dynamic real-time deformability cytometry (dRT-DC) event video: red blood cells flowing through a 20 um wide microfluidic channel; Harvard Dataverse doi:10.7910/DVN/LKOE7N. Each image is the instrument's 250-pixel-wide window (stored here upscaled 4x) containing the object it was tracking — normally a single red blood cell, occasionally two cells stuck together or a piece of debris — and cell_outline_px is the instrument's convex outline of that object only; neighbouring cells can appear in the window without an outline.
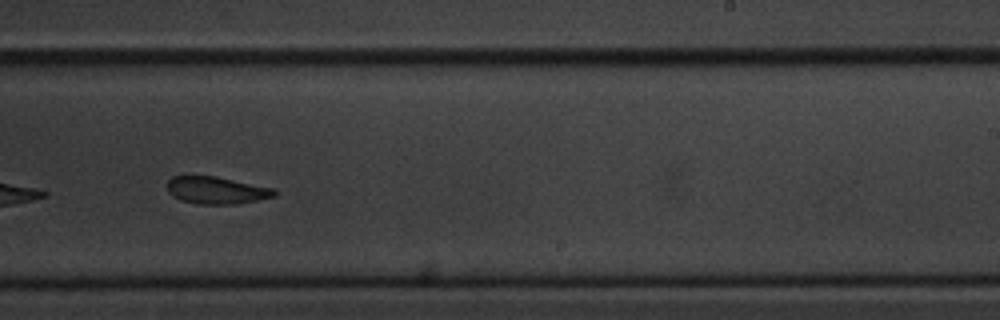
{"species": "common noctule bat (a hibernating species)", "species_latin": "Nyctalus noctula", "temperature_condition": "cold", "stored_images_in_passage": 38, "camera_frame_rate_fps": 3000, "um_per_image_px": 0.085, "animal": {"sex": "male", "body_mass_g": 20.1, "forearm_length_mm": 53.5}, "frame": {"image": 1, "passage_image": 33, "time_ms": 10.667, "image_size_px": [1000, 320], "cell_outline_px": [[276, 196], [256, 200], [232, 204], [200, 204], [180, 200], [172, 196], [168, 192], [164, 184], [172, 176], [216, 176], [276, 188]], "centroid_in_image_um": [18.37, 16.16], "position_along_channel_um": 270.6, "area_um2": 17.22}}